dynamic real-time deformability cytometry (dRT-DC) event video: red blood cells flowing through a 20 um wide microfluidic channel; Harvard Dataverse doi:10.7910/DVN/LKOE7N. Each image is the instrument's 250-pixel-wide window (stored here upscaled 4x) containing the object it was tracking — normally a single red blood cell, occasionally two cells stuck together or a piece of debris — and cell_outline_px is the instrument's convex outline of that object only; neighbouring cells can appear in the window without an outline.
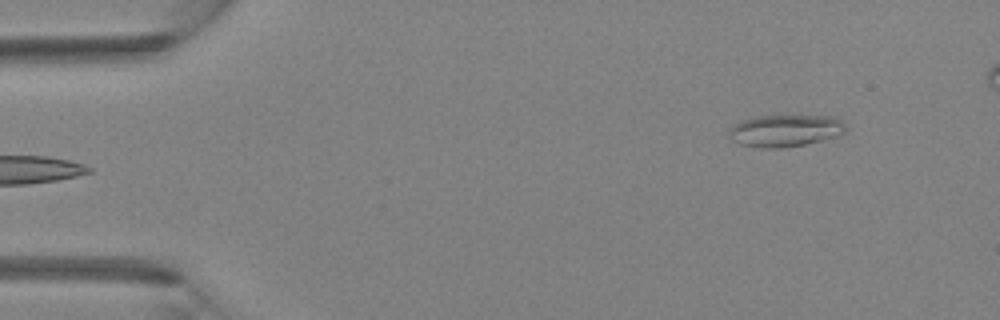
{"species": "Egyptian fruit bat (a non-hibernating species)", "species_latin": "Rousettus aegyptiacus", "temperature_condition": "room temperature", "stored_images_in_passage": 3, "camera_frame_rate_fps": 3000, "um_per_image_px": 0.085, "animal": {"sex": "female"}, "frame": {"image": 1, "passage_image": 3, "time_ms": 0.667, "image_size_px": [1000, 320], "cell_outline_px": [[848, 132], [840, 136], [804, 144], [784, 148], [760, 148], [740, 144], [732, 140], [728, 132], [740, 120], [756, 116], [836, 116], [848, 128]], "centroid_in_image_um": [66.8, 11.11], "position_along_channel_um": 18.2, "area_um2": 21.96}}